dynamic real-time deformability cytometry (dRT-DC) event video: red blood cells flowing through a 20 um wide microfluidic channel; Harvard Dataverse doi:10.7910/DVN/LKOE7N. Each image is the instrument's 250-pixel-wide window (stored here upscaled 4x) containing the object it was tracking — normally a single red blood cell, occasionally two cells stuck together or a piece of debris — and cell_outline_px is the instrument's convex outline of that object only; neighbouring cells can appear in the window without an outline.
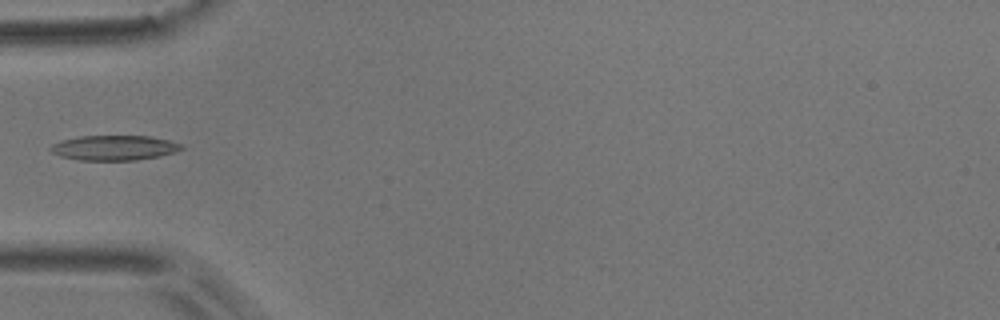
{"species": "common noctule bat (a hibernating species)", "species_latin": "Nyctalus noctula", "temperature_condition": "room temperature", "stored_images_in_passage": 4, "camera_frame_rate_fps": 3000, "um_per_image_px": 0.085, "animal": {"sex": "male", "body_mass_g": 17.9}, "frame": {"image": 1, "passage_image": 3, "time_ms": 0.667, "image_size_px": [1000, 320], "cell_outline_px": [[184, 148], [176, 152], [160, 156], [136, 160], [76, 160], [60, 156], [52, 152], [48, 148], [52, 144], [60, 140], [80, 136], [148, 136], [168, 140], [184, 144]], "centroid_in_image_um": [9.7, 12.56], "position_along_channel_um": 75.3, "area_um2": 19.19}}
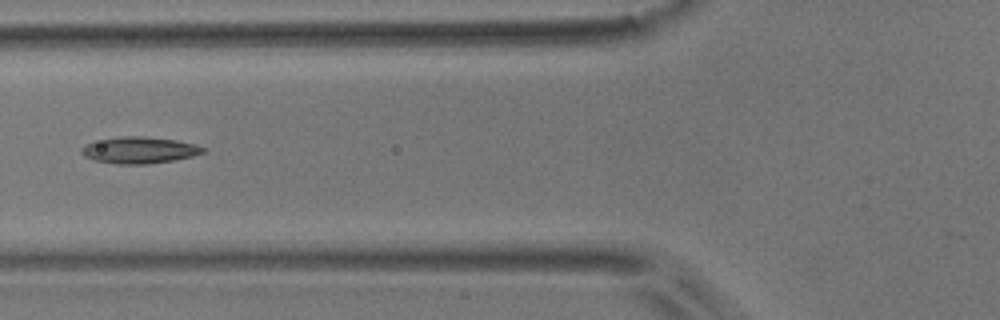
{"frame": {"image": 2, "passage_image": 4, "time_ms": 1.0, "image_size_px": [1000, 320], "cell_outline_px": [[208, 148], [204, 152], [192, 156], [176, 160], [148, 164], [116, 164], [96, 160], [84, 156], [80, 152], [80, 148], [88, 144], [104, 140], [124, 136], [140, 136], [176, 140], [196, 144]], "centroid_in_image_um": [11.91, 12.77], "position_along_channel_um": 113.9, "area_um2": 18.61}}